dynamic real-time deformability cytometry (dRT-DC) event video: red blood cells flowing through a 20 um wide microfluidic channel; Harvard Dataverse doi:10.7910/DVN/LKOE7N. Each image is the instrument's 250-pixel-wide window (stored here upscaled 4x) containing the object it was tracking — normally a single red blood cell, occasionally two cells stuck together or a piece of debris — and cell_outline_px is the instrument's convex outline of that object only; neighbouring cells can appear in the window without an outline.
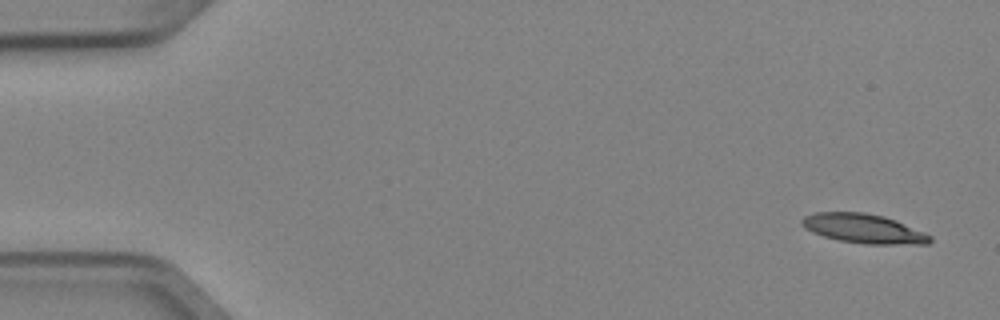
{"species": "Egyptian fruit bat (a non-hibernating species)", "species_latin": "Rousettus aegyptiacus", "temperature_condition": "cold", "stored_images_in_passage": 4, "camera_frame_rate_fps": 3000, "um_per_image_px": 0.085, "animal": {"sex": "female"}, "frame": {"image": 1, "passage_image": 1, "time_ms": 0.0, "image_size_px": [1000, 320], "cell_outline_px": [[932, 240], [928, 244], [868, 244], [840, 240], [824, 236], [812, 232], [804, 228], [800, 224], [800, 220], [804, 216], [816, 212], [864, 212], [884, 216], [896, 220], [924, 232], [932, 236]], "centroid_in_image_um": [73.4, 19.42], "position_along_channel_um": 11.6, "area_um2": 21.91}}
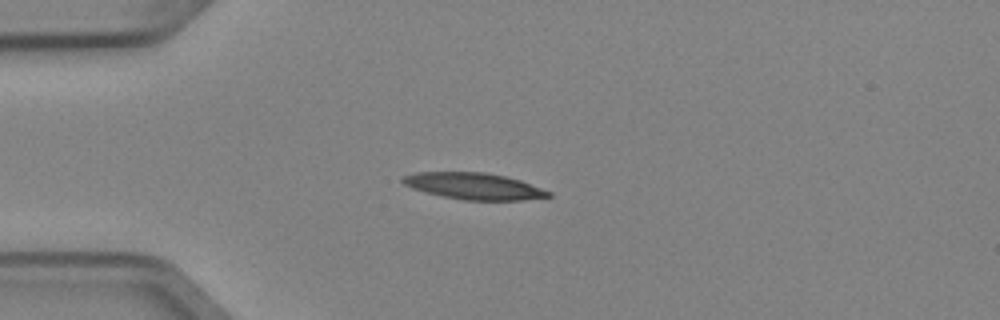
{"frame": {"image": 2, "passage_image": 4, "time_ms": 1.0, "image_size_px": [1000, 320], "cell_outline_px": [[552, 196], [524, 200], [464, 200], [444, 196], [412, 188], [404, 184], [400, 180], [404, 176], [416, 172], [488, 172], [520, 180], [552, 192]], "centroid_in_image_um": [40.31, 15.81], "position_along_channel_um": 44.7, "area_um2": 22.37}}